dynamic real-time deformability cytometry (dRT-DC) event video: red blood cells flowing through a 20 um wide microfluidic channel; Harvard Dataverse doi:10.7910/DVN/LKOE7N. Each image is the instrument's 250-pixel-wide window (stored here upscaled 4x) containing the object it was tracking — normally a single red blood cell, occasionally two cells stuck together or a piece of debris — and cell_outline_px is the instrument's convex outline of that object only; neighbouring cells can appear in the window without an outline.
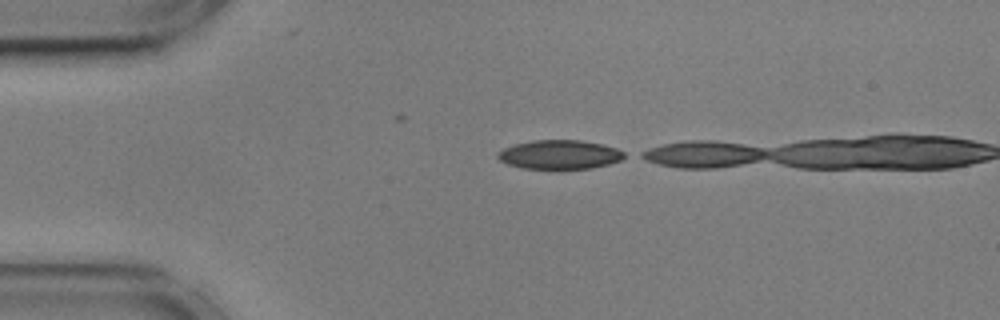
{"species": "common noctule bat (a hibernating species)", "species_latin": "Nyctalus noctula", "temperature_condition": "cold", "stored_images_in_passage": 4, "camera_frame_rate_fps": 3000, "um_per_image_px": 0.085, "animal": {"sex": "male", "body_mass_g": 17.9, "forearm_length_mm": 54.2}, "frame": {"image": 1, "passage_image": 1, "time_ms": 0.0, "image_size_px": [1000, 320], "cell_outline_px": [[628, 156], [620, 160], [608, 164], [592, 168], [524, 168], [508, 164], [500, 160], [496, 156], [496, 152], [504, 148], [516, 144], [532, 140], [580, 140], [604, 144], [616, 148], [624, 152]], "centroid_in_image_um": [47.58, 13.12], "position_along_channel_um": 37.4, "area_um2": 21.33}}